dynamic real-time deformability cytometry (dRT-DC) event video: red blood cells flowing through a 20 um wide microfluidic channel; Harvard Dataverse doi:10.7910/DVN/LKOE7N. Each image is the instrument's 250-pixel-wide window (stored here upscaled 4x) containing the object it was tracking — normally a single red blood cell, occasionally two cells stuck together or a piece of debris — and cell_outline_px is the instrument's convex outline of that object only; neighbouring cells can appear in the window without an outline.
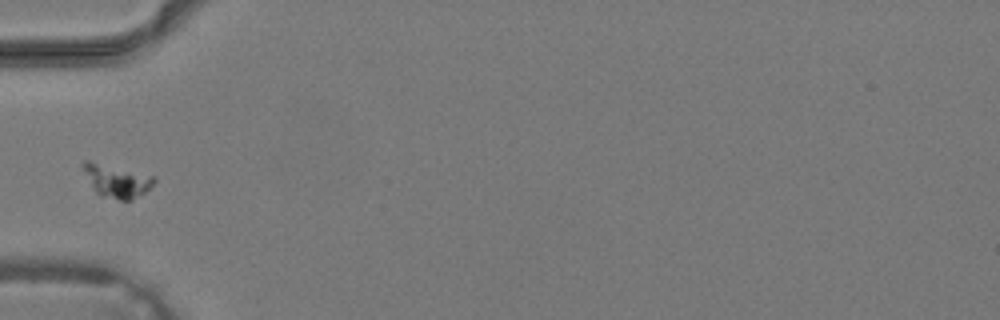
{"species": "common noctule bat (a hibernating species)", "species_latin": "Nyctalus noctula", "temperature_condition": "warm", "stored_images_in_passage": 4, "camera_frame_rate_fps": 3000, "um_per_image_px": 0.085, "animal": {"sex": "male", "body_mass_g": 19.2, "forearm_length_mm": 51.8}, "frame": {"image": 1, "passage_image": 1, "time_ms": 0.0, "image_size_px": [1000, 320], "cell_outline_px": [[156, 180], [144, 192], [132, 200], [120, 200], [100, 196], [92, 188], [80, 164], [84, 160], [88, 160], [156, 176]], "centroid_in_image_um": [9.88, 15.36], "position_along_channel_um": 75.1, "area_um2": 13.58}}
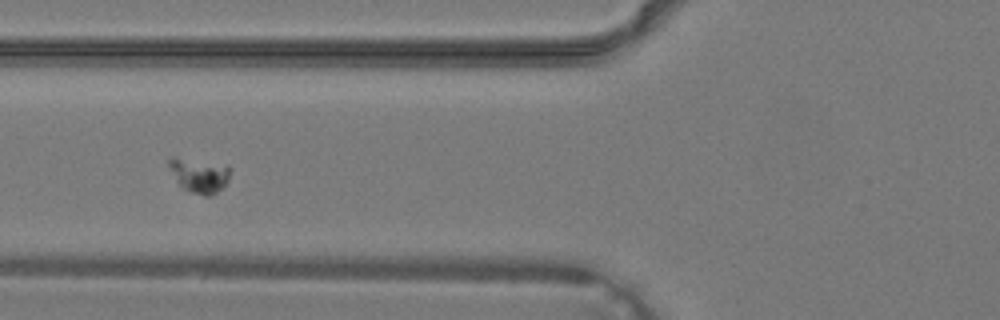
{"frame": {"image": 2, "passage_image": 3, "time_ms": 0.667, "image_size_px": [1000, 320], "cell_outline_px": [[232, 168], [228, 180], [224, 188], [212, 196], [204, 196], [188, 192], [176, 180], [168, 164], [168, 160], [172, 156], [228, 164]], "centroid_in_image_um": [17.0, 14.89], "position_along_channel_um": 108.8, "area_um2": 12.72}}